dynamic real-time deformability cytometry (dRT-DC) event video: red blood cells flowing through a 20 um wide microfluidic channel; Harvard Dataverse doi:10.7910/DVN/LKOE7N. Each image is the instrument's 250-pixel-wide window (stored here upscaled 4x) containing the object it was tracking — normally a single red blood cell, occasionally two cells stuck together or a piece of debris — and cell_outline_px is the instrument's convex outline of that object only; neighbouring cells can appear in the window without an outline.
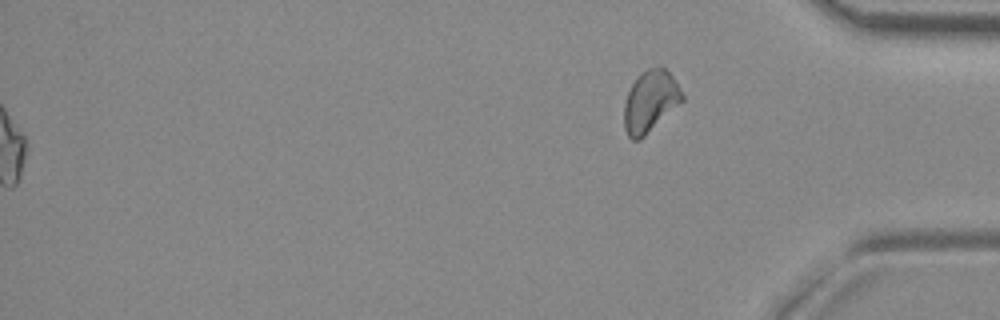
{"species": "common noctule bat (a hibernating species)", "species_latin": "Nyctalus noctula", "temperature_condition": "room temperature", "stored_images_in_passage": 53, "segment_of_instrument_passage": [2, 2], "camera_frame_rate_fps": 3000, "um_per_image_px": 0.085, "animal": {"sex": "female", "body_mass_g": 29.2, "forearm_length_mm": 56.3}, "frame": {"image": 1, "passage_image": 53, "time_ms": 17.333, "image_size_px": [1000, 320], "cell_outline_px": [[684, 100], [640, 140], [632, 140], [628, 136], [624, 128], [624, 104], [628, 92], [632, 84], [640, 72], [648, 68], [664, 68], [672, 76], [680, 88], [684, 96]], "centroid_in_image_um": [55.26, 8.63], "position_along_channel_um": 379.9, "area_um2": 20.69}}